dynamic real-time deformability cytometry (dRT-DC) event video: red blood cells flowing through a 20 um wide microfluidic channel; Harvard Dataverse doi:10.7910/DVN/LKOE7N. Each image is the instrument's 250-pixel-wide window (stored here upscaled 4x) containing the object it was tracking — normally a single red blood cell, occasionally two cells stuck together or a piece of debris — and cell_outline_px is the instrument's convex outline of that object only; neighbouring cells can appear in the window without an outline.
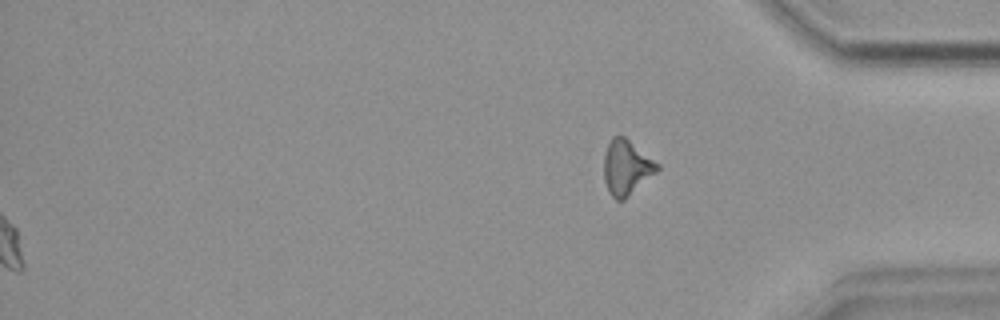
{"species": "common noctule bat (a hibernating species)", "species_latin": "Nyctalus noctula", "temperature_condition": "warm", "stored_images_in_passage": 55, "segment_of_instrument_passage": [2, 2], "camera_frame_rate_fps": 3000, "um_per_image_px": 0.085, "animal": {"sex": "female", "body_mass_g": 18.4}, "frame": {"image": 1, "passage_image": 55, "time_ms": 18.0, "image_size_px": [1000, 320], "cell_outline_px": [[660, 168], [656, 172], [624, 200], [616, 200], [608, 192], [604, 180], [604, 152], [612, 136], [624, 136], [660, 164]], "centroid_in_image_um": [53.24, 14.23], "position_along_channel_um": 382.0, "area_um2": 17.05}}